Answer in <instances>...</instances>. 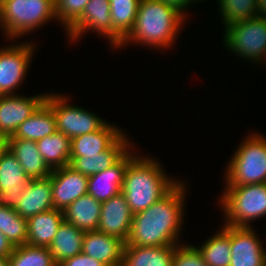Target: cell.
<instances>
[{"label":"cell","mask_w":266,"mask_h":266,"mask_svg":"<svg viewBox=\"0 0 266 266\" xmlns=\"http://www.w3.org/2000/svg\"><path fill=\"white\" fill-rule=\"evenodd\" d=\"M125 242L98 230L85 232L82 253L106 266H122Z\"/></svg>","instance_id":"cell-17"},{"label":"cell","mask_w":266,"mask_h":266,"mask_svg":"<svg viewBox=\"0 0 266 266\" xmlns=\"http://www.w3.org/2000/svg\"><path fill=\"white\" fill-rule=\"evenodd\" d=\"M225 175V186L266 183V138L248 135L234 152Z\"/></svg>","instance_id":"cell-5"},{"label":"cell","mask_w":266,"mask_h":266,"mask_svg":"<svg viewBox=\"0 0 266 266\" xmlns=\"http://www.w3.org/2000/svg\"><path fill=\"white\" fill-rule=\"evenodd\" d=\"M33 43L0 48V96L13 95L25 80V75L34 56Z\"/></svg>","instance_id":"cell-9"},{"label":"cell","mask_w":266,"mask_h":266,"mask_svg":"<svg viewBox=\"0 0 266 266\" xmlns=\"http://www.w3.org/2000/svg\"><path fill=\"white\" fill-rule=\"evenodd\" d=\"M63 221V211L58 209H51L29 217L27 219V244L48 248Z\"/></svg>","instance_id":"cell-22"},{"label":"cell","mask_w":266,"mask_h":266,"mask_svg":"<svg viewBox=\"0 0 266 266\" xmlns=\"http://www.w3.org/2000/svg\"><path fill=\"white\" fill-rule=\"evenodd\" d=\"M172 266H209L193 245H175Z\"/></svg>","instance_id":"cell-34"},{"label":"cell","mask_w":266,"mask_h":266,"mask_svg":"<svg viewBox=\"0 0 266 266\" xmlns=\"http://www.w3.org/2000/svg\"><path fill=\"white\" fill-rule=\"evenodd\" d=\"M258 16L266 19V0H257Z\"/></svg>","instance_id":"cell-38"},{"label":"cell","mask_w":266,"mask_h":266,"mask_svg":"<svg viewBox=\"0 0 266 266\" xmlns=\"http://www.w3.org/2000/svg\"><path fill=\"white\" fill-rule=\"evenodd\" d=\"M106 123L101 129L71 139L70 157L97 155L107 150L124 132Z\"/></svg>","instance_id":"cell-21"},{"label":"cell","mask_w":266,"mask_h":266,"mask_svg":"<svg viewBox=\"0 0 266 266\" xmlns=\"http://www.w3.org/2000/svg\"><path fill=\"white\" fill-rule=\"evenodd\" d=\"M0 266H10L8 259L0 258Z\"/></svg>","instance_id":"cell-39"},{"label":"cell","mask_w":266,"mask_h":266,"mask_svg":"<svg viewBox=\"0 0 266 266\" xmlns=\"http://www.w3.org/2000/svg\"><path fill=\"white\" fill-rule=\"evenodd\" d=\"M84 235L85 232L76 228L73 224L65 221L61 223L53 241L48 247L57 265L68 258L82 253Z\"/></svg>","instance_id":"cell-25"},{"label":"cell","mask_w":266,"mask_h":266,"mask_svg":"<svg viewBox=\"0 0 266 266\" xmlns=\"http://www.w3.org/2000/svg\"><path fill=\"white\" fill-rule=\"evenodd\" d=\"M55 19V0H1L0 28L10 39L20 38Z\"/></svg>","instance_id":"cell-4"},{"label":"cell","mask_w":266,"mask_h":266,"mask_svg":"<svg viewBox=\"0 0 266 266\" xmlns=\"http://www.w3.org/2000/svg\"><path fill=\"white\" fill-rule=\"evenodd\" d=\"M225 30L224 47L256 63L266 58V19L256 16L228 25Z\"/></svg>","instance_id":"cell-7"},{"label":"cell","mask_w":266,"mask_h":266,"mask_svg":"<svg viewBox=\"0 0 266 266\" xmlns=\"http://www.w3.org/2000/svg\"><path fill=\"white\" fill-rule=\"evenodd\" d=\"M50 177L54 209L64 211L79 197L88 194V177L70 165L52 170Z\"/></svg>","instance_id":"cell-13"},{"label":"cell","mask_w":266,"mask_h":266,"mask_svg":"<svg viewBox=\"0 0 266 266\" xmlns=\"http://www.w3.org/2000/svg\"><path fill=\"white\" fill-rule=\"evenodd\" d=\"M0 232L13 247L27 243V219L21 217L15 209L0 205Z\"/></svg>","instance_id":"cell-30"},{"label":"cell","mask_w":266,"mask_h":266,"mask_svg":"<svg viewBox=\"0 0 266 266\" xmlns=\"http://www.w3.org/2000/svg\"><path fill=\"white\" fill-rule=\"evenodd\" d=\"M113 24V47L118 48L132 30L140 0H109Z\"/></svg>","instance_id":"cell-28"},{"label":"cell","mask_w":266,"mask_h":266,"mask_svg":"<svg viewBox=\"0 0 266 266\" xmlns=\"http://www.w3.org/2000/svg\"><path fill=\"white\" fill-rule=\"evenodd\" d=\"M220 198L225 225L251 227L250 221L266 216V183L226 186Z\"/></svg>","instance_id":"cell-6"},{"label":"cell","mask_w":266,"mask_h":266,"mask_svg":"<svg viewBox=\"0 0 266 266\" xmlns=\"http://www.w3.org/2000/svg\"><path fill=\"white\" fill-rule=\"evenodd\" d=\"M90 0H55L57 22L66 27V31L81 17Z\"/></svg>","instance_id":"cell-33"},{"label":"cell","mask_w":266,"mask_h":266,"mask_svg":"<svg viewBox=\"0 0 266 266\" xmlns=\"http://www.w3.org/2000/svg\"><path fill=\"white\" fill-rule=\"evenodd\" d=\"M164 3H166L167 5L175 8L178 12H180L185 18L187 17V15L184 12V10H186V8H188L191 4V2L194 3L193 0H160ZM186 15V16H185Z\"/></svg>","instance_id":"cell-36"},{"label":"cell","mask_w":266,"mask_h":266,"mask_svg":"<svg viewBox=\"0 0 266 266\" xmlns=\"http://www.w3.org/2000/svg\"><path fill=\"white\" fill-rule=\"evenodd\" d=\"M175 245H125L122 266H172Z\"/></svg>","instance_id":"cell-24"},{"label":"cell","mask_w":266,"mask_h":266,"mask_svg":"<svg viewBox=\"0 0 266 266\" xmlns=\"http://www.w3.org/2000/svg\"><path fill=\"white\" fill-rule=\"evenodd\" d=\"M184 18L175 8L160 0H140L133 28L118 47L135 42L167 49L174 45Z\"/></svg>","instance_id":"cell-2"},{"label":"cell","mask_w":266,"mask_h":266,"mask_svg":"<svg viewBox=\"0 0 266 266\" xmlns=\"http://www.w3.org/2000/svg\"><path fill=\"white\" fill-rule=\"evenodd\" d=\"M125 135L123 133L107 150L97 155L70 157V166L87 177L111 167L132 148L130 139Z\"/></svg>","instance_id":"cell-19"},{"label":"cell","mask_w":266,"mask_h":266,"mask_svg":"<svg viewBox=\"0 0 266 266\" xmlns=\"http://www.w3.org/2000/svg\"><path fill=\"white\" fill-rule=\"evenodd\" d=\"M43 160L51 170L70 165L71 139L57 131L37 141Z\"/></svg>","instance_id":"cell-27"},{"label":"cell","mask_w":266,"mask_h":266,"mask_svg":"<svg viewBox=\"0 0 266 266\" xmlns=\"http://www.w3.org/2000/svg\"><path fill=\"white\" fill-rule=\"evenodd\" d=\"M4 145L12 152L30 179L51 175L52 170L43 160L36 141L10 136L4 140Z\"/></svg>","instance_id":"cell-20"},{"label":"cell","mask_w":266,"mask_h":266,"mask_svg":"<svg viewBox=\"0 0 266 266\" xmlns=\"http://www.w3.org/2000/svg\"><path fill=\"white\" fill-rule=\"evenodd\" d=\"M186 186L178 182L156 203L133 215L125 245H178L183 224Z\"/></svg>","instance_id":"cell-1"},{"label":"cell","mask_w":266,"mask_h":266,"mask_svg":"<svg viewBox=\"0 0 266 266\" xmlns=\"http://www.w3.org/2000/svg\"><path fill=\"white\" fill-rule=\"evenodd\" d=\"M58 266H106L102 262L80 253L61 262Z\"/></svg>","instance_id":"cell-35"},{"label":"cell","mask_w":266,"mask_h":266,"mask_svg":"<svg viewBox=\"0 0 266 266\" xmlns=\"http://www.w3.org/2000/svg\"><path fill=\"white\" fill-rule=\"evenodd\" d=\"M133 214L122 192L101 202V214L97 230L126 242Z\"/></svg>","instance_id":"cell-15"},{"label":"cell","mask_w":266,"mask_h":266,"mask_svg":"<svg viewBox=\"0 0 266 266\" xmlns=\"http://www.w3.org/2000/svg\"><path fill=\"white\" fill-rule=\"evenodd\" d=\"M51 177L31 179L15 208L17 214L28 219L36 214L54 209Z\"/></svg>","instance_id":"cell-18"},{"label":"cell","mask_w":266,"mask_h":266,"mask_svg":"<svg viewBox=\"0 0 266 266\" xmlns=\"http://www.w3.org/2000/svg\"><path fill=\"white\" fill-rule=\"evenodd\" d=\"M100 214L101 202L89 194L79 197L63 211L64 221L84 232L97 230Z\"/></svg>","instance_id":"cell-23"},{"label":"cell","mask_w":266,"mask_h":266,"mask_svg":"<svg viewBox=\"0 0 266 266\" xmlns=\"http://www.w3.org/2000/svg\"><path fill=\"white\" fill-rule=\"evenodd\" d=\"M7 259L10 266H58L47 247L27 243L14 247Z\"/></svg>","instance_id":"cell-31"},{"label":"cell","mask_w":266,"mask_h":266,"mask_svg":"<svg viewBox=\"0 0 266 266\" xmlns=\"http://www.w3.org/2000/svg\"><path fill=\"white\" fill-rule=\"evenodd\" d=\"M217 3L225 27L258 16L257 0H217Z\"/></svg>","instance_id":"cell-32"},{"label":"cell","mask_w":266,"mask_h":266,"mask_svg":"<svg viewBox=\"0 0 266 266\" xmlns=\"http://www.w3.org/2000/svg\"><path fill=\"white\" fill-rule=\"evenodd\" d=\"M4 146V140L0 138V149Z\"/></svg>","instance_id":"cell-40"},{"label":"cell","mask_w":266,"mask_h":266,"mask_svg":"<svg viewBox=\"0 0 266 266\" xmlns=\"http://www.w3.org/2000/svg\"><path fill=\"white\" fill-rule=\"evenodd\" d=\"M109 0H90L81 17L67 30L71 41L79 39L87 31H94L108 38L113 46V24Z\"/></svg>","instance_id":"cell-14"},{"label":"cell","mask_w":266,"mask_h":266,"mask_svg":"<svg viewBox=\"0 0 266 266\" xmlns=\"http://www.w3.org/2000/svg\"><path fill=\"white\" fill-rule=\"evenodd\" d=\"M230 266H266V250L252 227L230 226Z\"/></svg>","instance_id":"cell-12"},{"label":"cell","mask_w":266,"mask_h":266,"mask_svg":"<svg viewBox=\"0 0 266 266\" xmlns=\"http://www.w3.org/2000/svg\"><path fill=\"white\" fill-rule=\"evenodd\" d=\"M197 249L209 266H230V225H223L219 233L211 236Z\"/></svg>","instance_id":"cell-29"},{"label":"cell","mask_w":266,"mask_h":266,"mask_svg":"<svg viewBox=\"0 0 266 266\" xmlns=\"http://www.w3.org/2000/svg\"><path fill=\"white\" fill-rule=\"evenodd\" d=\"M47 94L30 97L18 94L0 96V138L13 136L20 124L45 102Z\"/></svg>","instance_id":"cell-10"},{"label":"cell","mask_w":266,"mask_h":266,"mask_svg":"<svg viewBox=\"0 0 266 266\" xmlns=\"http://www.w3.org/2000/svg\"><path fill=\"white\" fill-rule=\"evenodd\" d=\"M31 179L4 145L0 149V205L15 209Z\"/></svg>","instance_id":"cell-11"},{"label":"cell","mask_w":266,"mask_h":266,"mask_svg":"<svg viewBox=\"0 0 266 266\" xmlns=\"http://www.w3.org/2000/svg\"><path fill=\"white\" fill-rule=\"evenodd\" d=\"M56 132V119L52 108L44 102L35 113L19 125L12 138L38 141Z\"/></svg>","instance_id":"cell-26"},{"label":"cell","mask_w":266,"mask_h":266,"mask_svg":"<svg viewBox=\"0 0 266 266\" xmlns=\"http://www.w3.org/2000/svg\"><path fill=\"white\" fill-rule=\"evenodd\" d=\"M136 156L130 149L111 167L88 177V194L104 202L119 194L129 162Z\"/></svg>","instance_id":"cell-16"},{"label":"cell","mask_w":266,"mask_h":266,"mask_svg":"<svg viewBox=\"0 0 266 266\" xmlns=\"http://www.w3.org/2000/svg\"><path fill=\"white\" fill-rule=\"evenodd\" d=\"M57 94H48L45 102L52 108L56 119V130L64 133L70 139L95 132L107 122L96 114L82 107L68 104V99Z\"/></svg>","instance_id":"cell-8"},{"label":"cell","mask_w":266,"mask_h":266,"mask_svg":"<svg viewBox=\"0 0 266 266\" xmlns=\"http://www.w3.org/2000/svg\"><path fill=\"white\" fill-rule=\"evenodd\" d=\"M12 244L0 232V258L7 259L13 251Z\"/></svg>","instance_id":"cell-37"},{"label":"cell","mask_w":266,"mask_h":266,"mask_svg":"<svg viewBox=\"0 0 266 266\" xmlns=\"http://www.w3.org/2000/svg\"><path fill=\"white\" fill-rule=\"evenodd\" d=\"M157 162L137 154L127 166L121 192L133 215L156 203L179 182L169 178Z\"/></svg>","instance_id":"cell-3"}]
</instances>
